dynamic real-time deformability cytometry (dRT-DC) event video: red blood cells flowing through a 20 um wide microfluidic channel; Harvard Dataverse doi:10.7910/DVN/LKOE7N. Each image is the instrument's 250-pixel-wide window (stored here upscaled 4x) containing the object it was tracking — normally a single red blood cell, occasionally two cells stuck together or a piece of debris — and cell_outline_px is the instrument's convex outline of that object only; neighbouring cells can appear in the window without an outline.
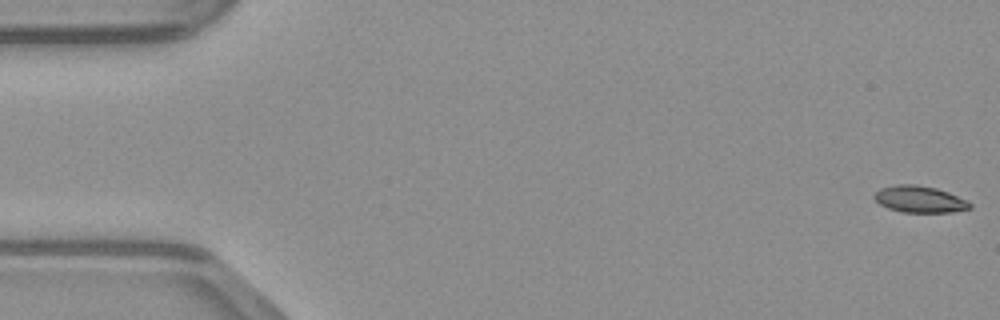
{"species": "common noctule bat (a hibernating species)", "species_latin": "Nyctalus noctula", "temperature_condition": "warm", "stored_images_in_passage": 49, "camera_frame_rate_fps": 3000, "um_per_image_px": 0.085, "animal": {"sex": "male", "body_mass_g": 23.1, "forearm_length_mm": 52.7}, "frame": {"image": 1, "passage_image": 1, "time_ms": 0.0, "image_size_px": [1000, 320], "cell_outline_px": [[972, 208], [952, 212], [900, 212], [888, 208], [880, 204], [872, 196], [880, 188], [896, 184], [916, 184], [936, 188], [948, 192], [968, 200], [972, 204]], "centroid_in_image_um": [78.18, 16.93], "position_along_channel_um": 6.8, "area_um2": 14.97}}
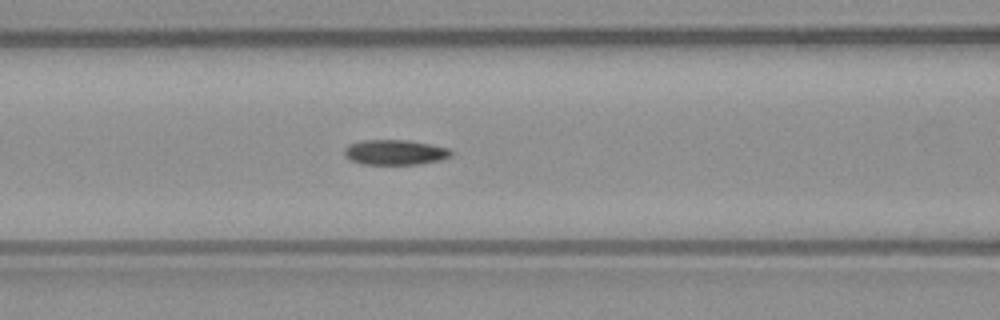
{"frame": {"image": 2, "passage_image": 20, "time_ms": 6.333, "image_size_px": [1000, 320], "cell_outline_px": [[452, 156], [440, 160], [420, 164], [364, 164], [348, 160], [344, 156], [344, 148], [348, 144], [364, 140], [408, 140], [448, 148], [452, 152]], "centroid_in_image_um": [33.54, 12.95], "position_along_channel_um": 133.1, "area_um2": 15.66}}
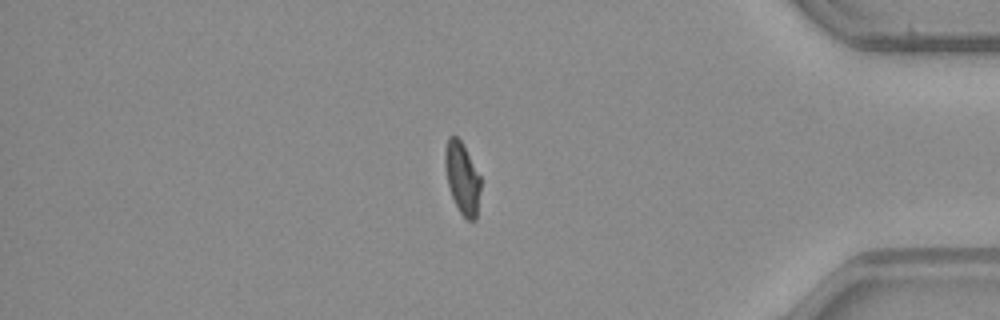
{"frame": {"image": 3, "passage_image": 41, "time_ms": 13.333, "image_size_px": [1000, 320], "cell_outline_px": [[480, 188], [476, 220], [468, 220], [460, 212], [452, 196], [448, 184], [444, 164], [444, 152], [448, 136], [456, 136], [460, 140], [480, 176]], "centroid_in_image_um": [39.27, 15.13], "position_along_channel_um": 395.9, "area_um2": 14.57}}